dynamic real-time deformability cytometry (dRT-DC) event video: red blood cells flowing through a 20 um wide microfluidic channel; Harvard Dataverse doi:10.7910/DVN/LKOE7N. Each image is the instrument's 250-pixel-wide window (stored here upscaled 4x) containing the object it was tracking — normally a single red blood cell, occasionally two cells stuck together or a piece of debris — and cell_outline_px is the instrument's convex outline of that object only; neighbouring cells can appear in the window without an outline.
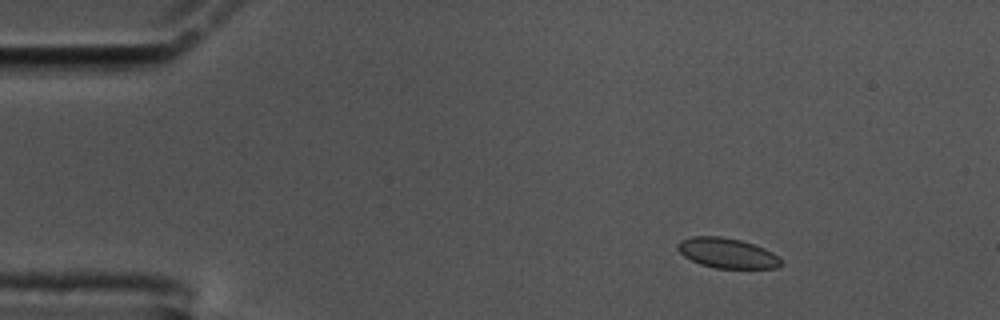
{"species": "common noctule bat (a hibernating species)", "species_latin": "Nyctalus noctula", "temperature_condition": "cold", "stored_images_in_passage": 53, "camera_frame_rate_fps": 3000, "um_per_image_px": 0.085, "animal": {"sex": "male", "body_mass_g": 17.5, "forearm_length_mm": 52.3}, "frame": {"image": 1, "passage_image": 3, "time_ms": 0.667, "image_size_px": [1000, 320], "cell_outline_px": [[784, 264], [776, 268], [716, 268], [700, 264], [684, 256], [676, 248], [676, 244], [680, 240], [692, 236], [720, 236], [740, 240], [764, 248], [772, 252]], "centroid_in_image_um": [61.78, 21.51], "position_along_channel_um": 23.2, "area_um2": 18.03}}
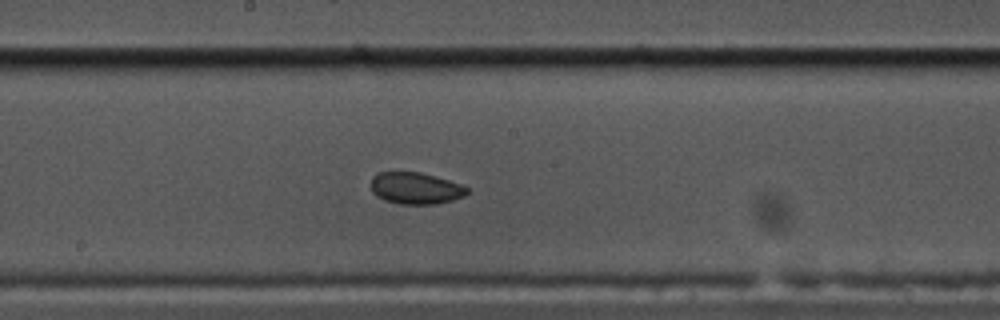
{"frame": {"image": 2, "passage_image": 26, "time_ms": 8.333, "image_size_px": [1000, 320], "cell_outline_px": [[468, 192], [464, 196], [452, 200], [436, 204], [400, 204], [384, 200], [376, 196], [372, 192], [372, 176], [376, 172], [420, 172], [436, 176], [460, 184], [468, 188]], "centroid_in_image_um": [35.31, 16.0], "position_along_channel_um": 212.9, "area_um2": 17.8}}
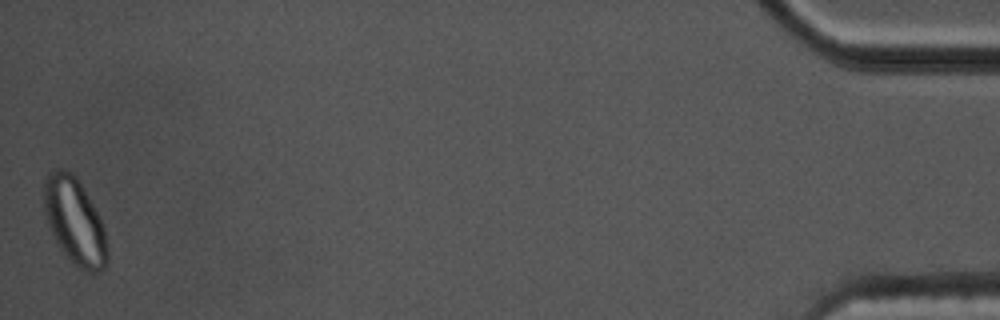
{"frame": {"image": 3, "passage_image": 53, "time_ms": 17.333, "image_size_px": [1000, 320], "cell_outline_px": [[108, 264], [100, 272], [88, 272], [72, 264], [68, 260], [60, 248], [48, 224], [44, 212], [44, 180], [48, 172], [60, 168], [72, 172], [76, 176], [92, 204], [104, 228], [108, 244]], "centroid_in_image_um": [6.35, 18.84], "position_along_channel_um": 428.8, "area_um2": 31.96}, "authors_computed_cell_mechanics": {"area_um2": 18.5538, "velocity_mm_per_s": 3.4428, "shape_relaxation_time_tau1_ms": null, "shape_relaxation_time_tau2_ms": 1.8136, "deformation_change_tau1": null, "deformation_change_tau2": 0.0368}}